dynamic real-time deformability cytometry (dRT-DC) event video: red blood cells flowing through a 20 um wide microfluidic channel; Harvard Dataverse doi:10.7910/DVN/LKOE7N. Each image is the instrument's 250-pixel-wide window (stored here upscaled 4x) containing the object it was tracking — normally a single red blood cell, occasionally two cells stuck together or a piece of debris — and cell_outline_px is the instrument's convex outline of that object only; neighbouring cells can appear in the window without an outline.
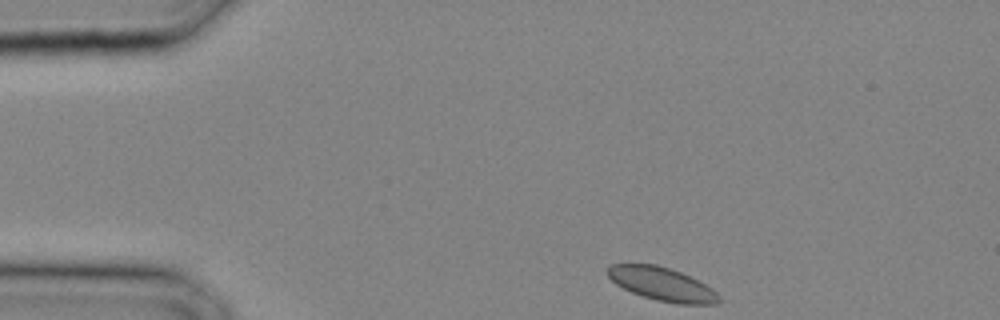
{"species": "common noctule bat (a hibernating species)", "species_latin": "Nyctalus noctula", "temperature_condition": "cold", "stored_images_in_passage": 14, "camera_frame_rate_fps": 3000, "um_per_image_px": 0.085, "animal": {"sex": "male", "body_mass_g": 20.4}, "frame": {"image": 1, "passage_image": 1, "time_ms": 0.0, "image_size_px": [1000, 320], "cell_outline_px": [[720, 300], [716, 304], [676, 304], [656, 300], [632, 292], [616, 284], [608, 276], [608, 264], [656, 264], [680, 272], [712, 288], [720, 296]], "centroid_in_image_um": [56.27, 24.15], "position_along_channel_um": 28.7, "area_um2": 21.39}}
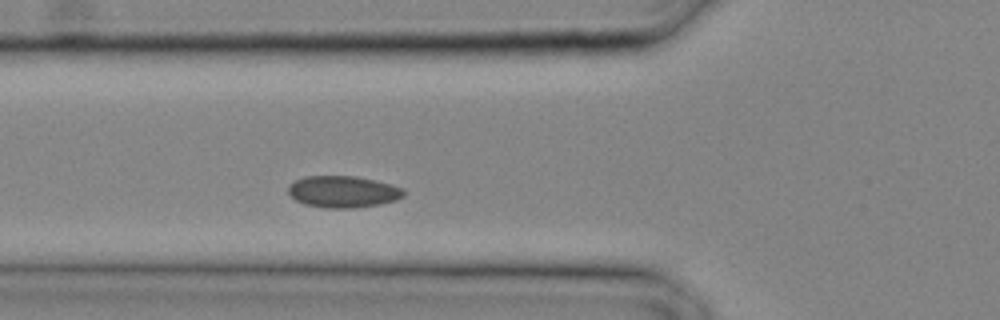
{"frame": {"image": 2, "passage_image": 7, "time_ms": 2.0, "image_size_px": [1000, 320], "cell_outline_px": [[404, 196], [396, 200], [380, 204], [352, 208], [324, 208], [304, 204], [296, 200], [288, 192], [288, 184], [304, 176], [356, 176], [376, 180], [404, 188]], "centroid_in_image_um": [29.15, 16.29], "position_along_channel_um": 96.6, "area_um2": 21.44}}
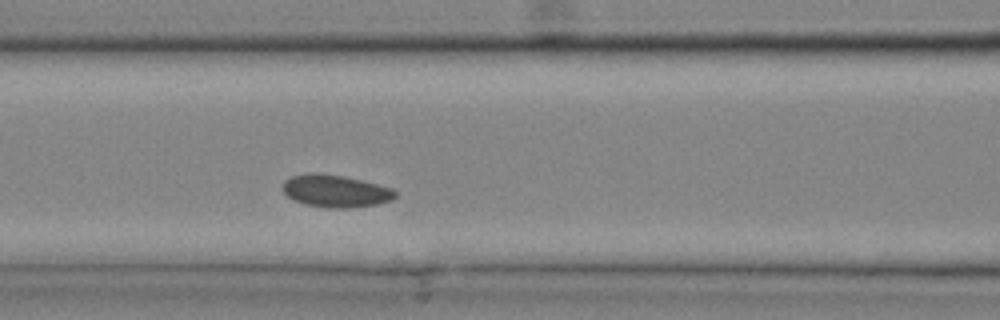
{"frame": {"image": 3, "passage_image": 9, "time_ms": 2.667, "image_size_px": [1000, 320], "cell_outline_px": [[396, 196], [392, 200], [380, 204], [348, 208], [328, 208], [304, 204], [292, 200], [280, 188], [284, 180], [292, 176], [308, 172], [320, 172], [344, 176], [392, 188], [396, 192]], "centroid_in_image_um": [28.48, 16.23], "position_along_channel_um": 138.1, "area_um2": 21.56}}